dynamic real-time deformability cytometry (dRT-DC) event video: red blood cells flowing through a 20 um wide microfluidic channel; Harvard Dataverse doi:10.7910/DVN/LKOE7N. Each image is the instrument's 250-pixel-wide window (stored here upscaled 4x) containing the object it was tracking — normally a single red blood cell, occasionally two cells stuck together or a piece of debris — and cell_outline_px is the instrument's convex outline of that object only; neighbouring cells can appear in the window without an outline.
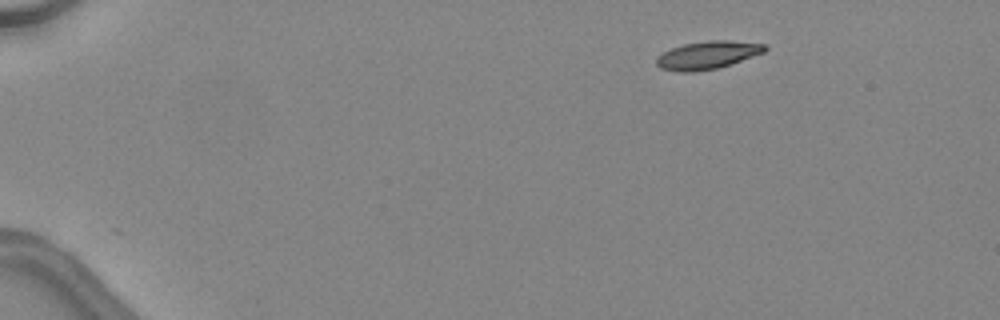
{"species": "common noctule bat (a hibernating species)", "species_latin": "Nyctalus noctula", "temperature_condition": "warm", "stored_images_in_passage": 9, "camera_frame_rate_fps": 3000, "um_per_image_px": 0.085, "animal": {"sex": "female", "body_mass_g": 24.6, "forearm_length_mm": 56.2}, "frame": {"image": 1, "passage_image": 1, "time_ms": 0.0, "image_size_px": [1000, 320], "cell_outline_px": [[768, 48], [764, 52], [732, 64], [716, 68], [696, 72], [676, 72], [660, 68], [656, 64], [656, 56], [672, 48], [684, 44], [708, 40], [728, 40], [768, 44]], "centroid_in_image_um": [60.15, 4.68], "position_along_channel_um": 24.9, "area_um2": 17.8}}